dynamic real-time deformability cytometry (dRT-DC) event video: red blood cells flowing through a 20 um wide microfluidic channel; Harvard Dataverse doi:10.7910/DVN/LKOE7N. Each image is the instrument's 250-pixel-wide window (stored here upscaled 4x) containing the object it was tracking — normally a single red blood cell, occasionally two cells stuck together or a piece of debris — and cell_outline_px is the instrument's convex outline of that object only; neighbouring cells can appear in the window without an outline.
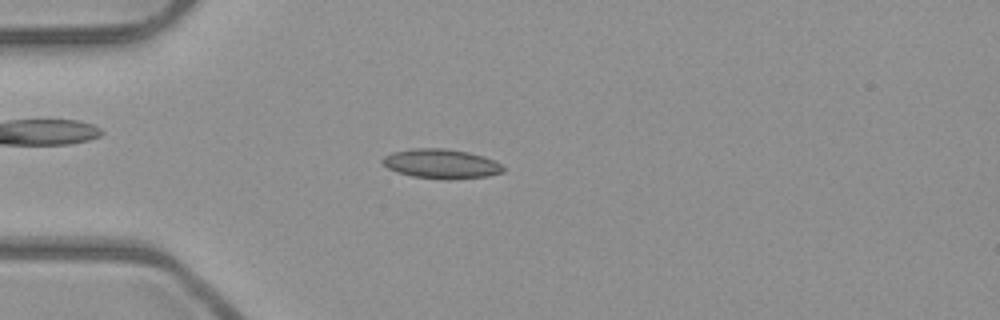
{"species": "common noctule bat (a hibernating species)", "species_latin": "Nyctalus noctula", "temperature_condition": "room temperature", "stored_images_in_passage": 50, "camera_frame_rate_fps": 3000, "um_per_image_px": 0.085, "animal": {"sex": "male", "body_mass_g": 23.1, "forearm_length_mm": 52.7}, "frame": {"image": 1, "passage_image": 12, "time_ms": 3.667, "image_size_px": [1000, 320], "cell_outline_px": [[504, 172], [488, 176], [452, 180], [444, 180], [412, 176], [396, 172], [388, 168], [380, 160], [384, 156], [392, 152], [412, 148], [444, 148], [468, 152], [484, 156], [500, 164], [504, 168]], "centroid_in_image_um": [37.49, 13.93], "position_along_channel_um": 47.5, "area_um2": 20.92}}
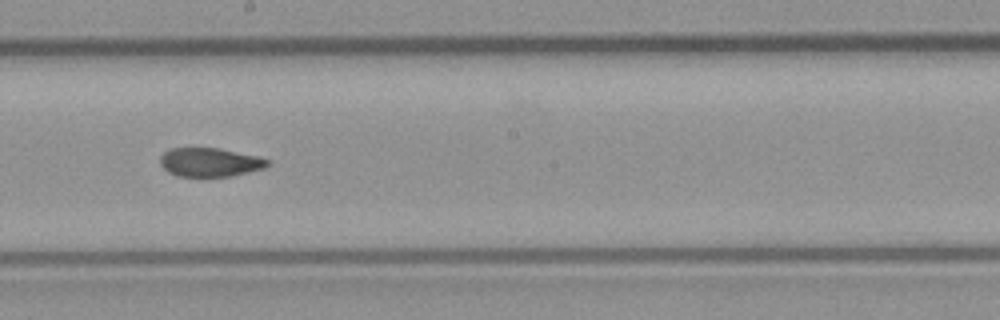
{"frame": {"image": 2, "passage_image": 27, "time_ms": 8.667, "image_size_px": [1000, 320], "cell_outline_px": [[272, 164], [264, 168], [232, 176], [176, 176], [168, 172], [160, 164], [160, 156], [164, 152], [172, 148], [220, 148], [260, 156], [272, 160]], "centroid_in_image_um": [17.9, 13.78], "position_along_channel_um": 230.3, "area_um2": 18.26}}
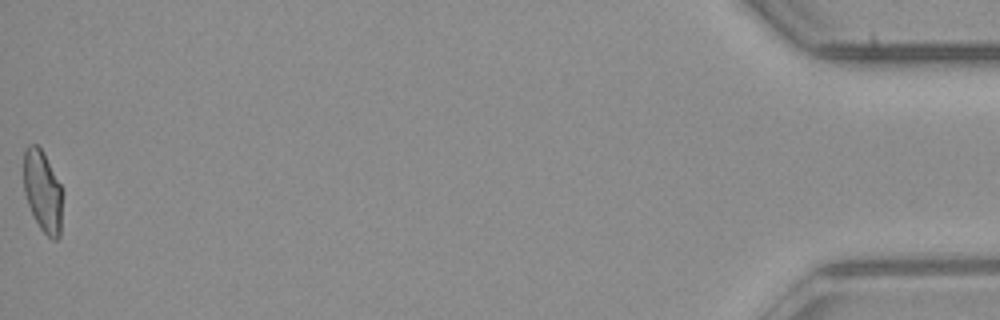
{"frame": {"image": 3, "passage_image": 50, "time_ms": 16.333, "image_size_px": [1000, 320], "cell_outline_px": [[60, 236], [56, 240], [52, 240], [40, 228], [28, 204], [24, 192], [24, 148], [28, 144], [36, 144], [44, 152], [60, 184]], "centroid_in_image_um": [3.59, 16.21], "position_along_channel_um": 431.6, "area_um2": 18.03}, "authors_computed_cell_mechanics": {"area_um2": 19.0451, "velocity_mm_per_s": 3.9796, "shape_relaxation_time_tau1_ms": null, "shape_relaxation_time_tau2_ms": 1.9717, "deformation_change_tau1": null, "deformation_change_tau2": 0.0613}}